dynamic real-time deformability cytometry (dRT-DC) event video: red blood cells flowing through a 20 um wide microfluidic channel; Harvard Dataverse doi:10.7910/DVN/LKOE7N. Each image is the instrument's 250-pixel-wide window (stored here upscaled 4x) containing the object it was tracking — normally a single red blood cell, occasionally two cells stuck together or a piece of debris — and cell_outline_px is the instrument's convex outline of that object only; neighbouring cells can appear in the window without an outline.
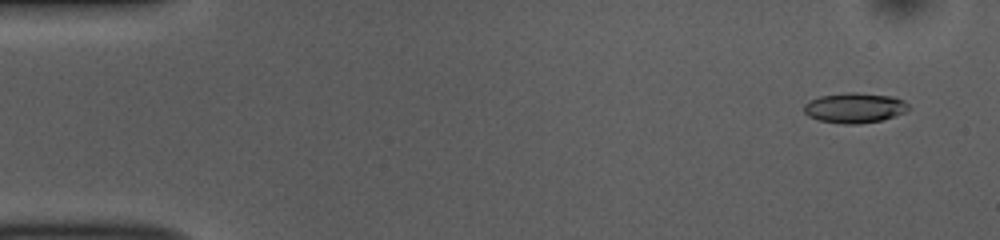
{"species": "common noctule bat (a hibernating species)", "species_latin": "Nyctalus noctula", "temperature_condition": "room temperature", "stored_images_in_passage": 53, "camera_frame_rate_fps": 3000, "um_per_image_px": 0.085, "animal": {"sex": "female", "body_mass_g": 10.0, "forearm_length_mm": 53.1}, "frame": {"image": 1, "passage_image": 3, "time_ms": 0.667, "image_size_px": [1000, 240], "cell_outline_px": [[912, 108], [904, 112], [880, 120], [856, 124], [844, 124], [816, 120], [808, 116], [804, 112], [804, 104], [808, 100], [820, 96], [844, 92], [856, 92], [892, 96], [904, 100]], "centroid_in_image_um": [72.61, 9.15], "position_along_channel_um": 12.4, "area_um2": 18.5}}
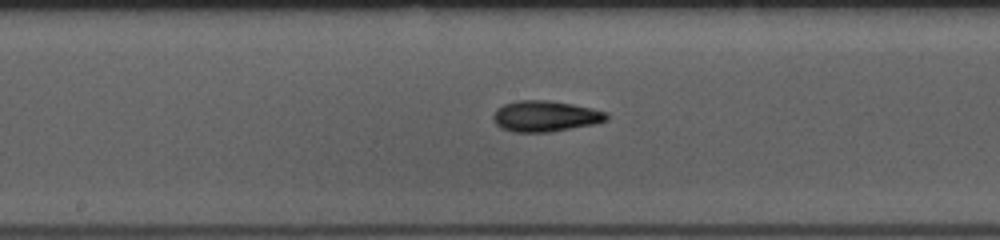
{"frame": {"image": 2, "passage_image": 27, "time_ms": 8.667, "image_size_px": [1000, 240], "cell_outline_px": [[608, 120], [592, 124], [548, 132], [512, 132], [500, 128], [492, 120], [492, 116], [496, 108], [504, 104], [516, 100], [548, 100], [572, 104], [592, 108], [608, 112]], "centroid_in_image_um": [46.3, 9.87], "position_along_channel_um": 201.9, "area_um2": 20.52}}
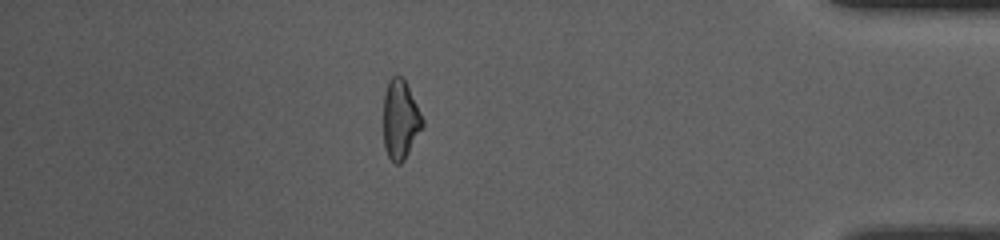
{"frame": {"image": 3, "passage_image": 46, "time_ms": 15.0, "image_size_px": [1000, 240], "cell_outline_px": [[424, 124], [404, 160], [400, 164], [396, 164], [388, 156], [384, 148], [384, 92], [388, 80], [392, 76], [404, 76], [424, 120]], "centroid_in_image_um": [34.02, 10.13], "position_along_channel_um": 401.2, "area_um2": 18.09}, "authors_computed_cell_mechanics": {"area_um2": 18.9006, "velocity_mm_per_s": 3.7855, "shape_relaxation_time_tau1_ms": 6.2502, "shape_relaxation_time_tau2_ms": 3.1796, "deformation_change_tau1": 0.1584, "deformation_change_tau2": 0.1094}}